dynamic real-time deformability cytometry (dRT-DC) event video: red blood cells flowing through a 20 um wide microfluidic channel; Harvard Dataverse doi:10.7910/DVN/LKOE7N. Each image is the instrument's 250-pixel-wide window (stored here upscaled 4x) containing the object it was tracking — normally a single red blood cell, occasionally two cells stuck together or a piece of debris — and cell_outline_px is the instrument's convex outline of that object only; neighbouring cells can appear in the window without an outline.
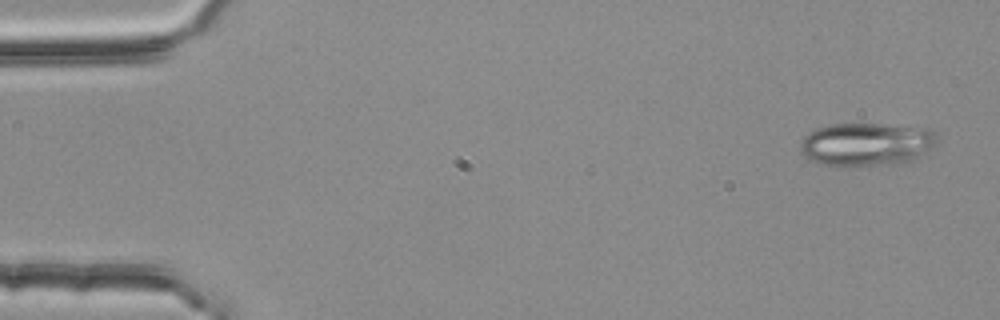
{"species": "common noctule bat (a hibernating species)", "species_latin": "Nyctalus noctula", "temperature_condition": "room temperature", "stored_images_in_passage": 53, "camera_frame_rate_fps": 3000, "um_per_image_px": 0.085, "animal": {"sex": "female", "body_mass_g": 25.1}, "frame": {"image": 1, "passage_image": 1, "time_ms": 0.0, "image_size_px": [1000, 320], "cell_outline_px": [[940, 136], [920, 156], [896, 164], [824, 164], [812, 160], [804, 156], [800, 152], [800, 140], [808, 132], [816, 128], [832, 124], [880, 124], [928, 128], [936, 132]], "centroid_in_image_um": [73.62, 12.22], "position_along_channel_um": 11.4, "area_um2": 33.76}}
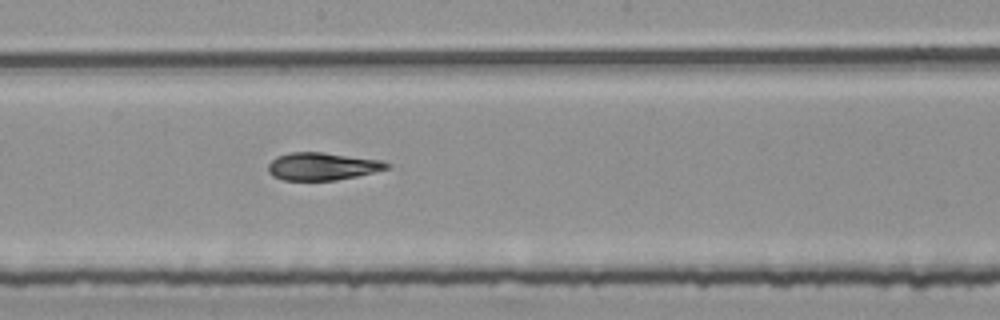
{"frame": {"image": 2, "passage_image": 28, "time_ms": 9.0, "image_size_px": [1000, 320], "cell_outline_px": [[388, 168], [356, 176], [336, 180], [284, 180], [272, 176], [268, 172], [268, 164], [276, 156], [292, 152], [320, 152], [380, 160], [388, 164]], "centroid_in_image_um": [27.32, 14.14], "position_along_channel_um": 220.9, "area_um2": 18.79}}
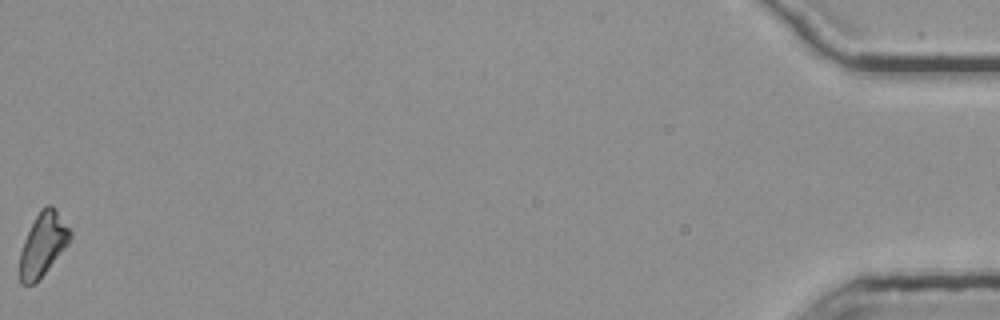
{"frame": {"image": 3, "passage_image": 53, "time_ms": 17.333, "image_size_px": [1000, 320], "cell_outline_px": [[72, 236], [68, 244], [36, 284], [20, 284], [20, 252], [24, 240], [36, 216], [48, 204], [52, 204], [56, 208], [72, 232]], "centroid_in_image_um": [3.67, 20.79], "position_along_channel_um": 431.5, "area_um2": 18.44}, "authors_computed_cell_mechanics": {"area_um2": 19.1896, "velocity_mm_per_s": 3.767, "shape_relaxation_time_tau1_ms": null, "shape_relaxation_time_tau2_ms": 5.0743, "deformation_change_tau1": null, "deformation_change_tau2": 0.1297}}